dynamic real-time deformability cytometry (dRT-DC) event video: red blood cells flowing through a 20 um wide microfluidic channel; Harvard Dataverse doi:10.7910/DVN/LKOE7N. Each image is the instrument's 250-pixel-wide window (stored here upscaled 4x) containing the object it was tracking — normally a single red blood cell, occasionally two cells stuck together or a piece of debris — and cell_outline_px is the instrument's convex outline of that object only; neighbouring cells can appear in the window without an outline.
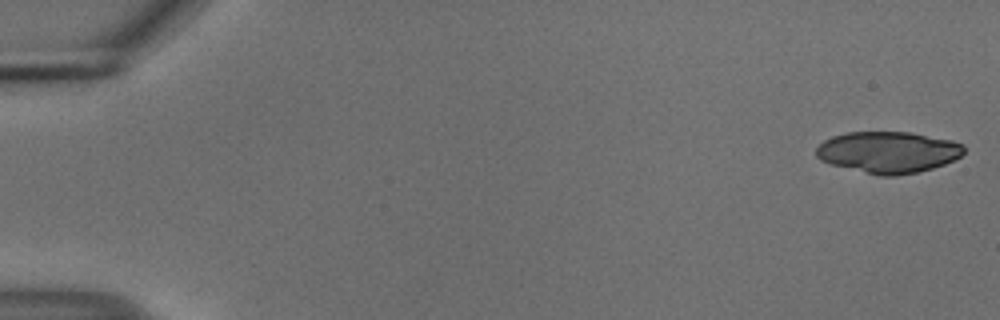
{"species": "common noctule bat (a hibernating species)", "species_latin": "Nyctalus noctula", "temperature_condition": "cold", "stored_images_in_passage": 54, "camera_frame_rate_fps": 3000, "um_per_image_px": 0.085, "animal": {"sex": "male", "body_mass_g": 18.8}, "frame": {"image": 1, "passage_image": 1, "time_ms": 0.0, "image_size_px": [1000, 320], "cell_outline_px": [[964, 152], [960, 156], [944, 164], [932, 168], [916, 172], [896, 176], [880, 176], [832, 164], [820, 160], [816, 156], [816, 148], [824, 140], [832, 136], [848, 132], [912, 132], [952, 140], [964, 144]], "centroid_in_image_um": [75.5, 12.92], "position_along_channel_um": 9.5, "area_um2": 35.6}}
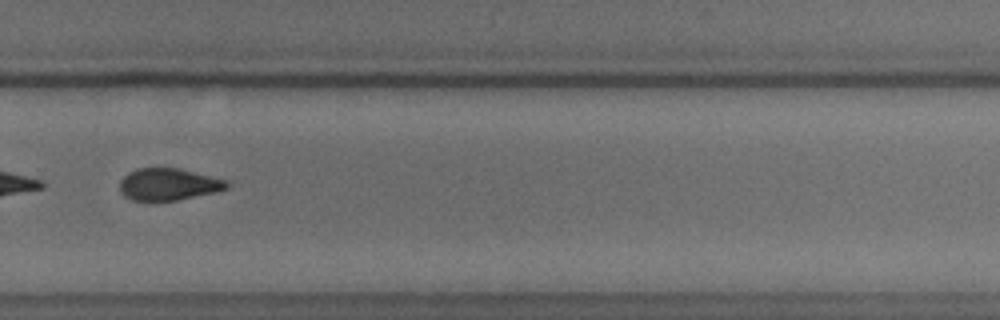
{"frame": {"image": 2, "passage_image": 38, "time_ms": 12.333, "image_size_px": [1000, 320], "cell_outline_px": [[228, 188], [216, 192], [156, 204], [152, 204], [132, 200], [124, 196], [120, 192], [120, 180], [128, 172], [136, 168], [180, 168], [228, 180]], "centroid_in_image_um": [14.28, 15.7], "position_along_channel_um": 315.5, "area_um2": 20.69}, "authors_computed_cell_mechanics": {"area_um2": 21.7617, "velocity_mm_per_s": 3.7413, "shape_relaxation_time_tau1_ms": 9.9133, "shape_relaxation_time_tau2_ms": 3.6371, "deformation_change_tau1": 0.1991, "deformation_change_tau2": 0.0851}}